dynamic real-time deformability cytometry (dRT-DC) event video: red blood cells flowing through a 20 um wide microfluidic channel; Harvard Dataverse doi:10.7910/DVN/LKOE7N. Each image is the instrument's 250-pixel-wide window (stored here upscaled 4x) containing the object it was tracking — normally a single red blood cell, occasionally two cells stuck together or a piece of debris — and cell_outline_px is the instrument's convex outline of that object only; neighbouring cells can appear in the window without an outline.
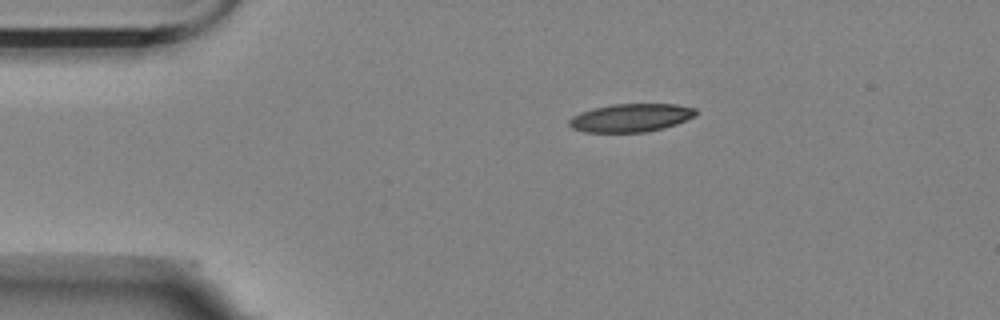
{"species": "Egyptian fruit bat (a non-hibernating species)", "species_latin": "Rousettus aegyptiacus", "temperature_condition": "room temperature", "stored_images_in_passage": 47, "camera_frame_rate_fps": 3000, "um_per_image_px": 0.085, "animal": {"sex": "female"}, "frame": {"image": 1, "passage_image": 1, "time_ms": 0.0, "image_size_px": [1000, 320], "cell_outline_px": [[696, 116], [676, 124], [664, 128], [644, 132], [584, 132], [572, 128], [568, 124], [568, 120], [572, 116], [580, 112], [592, 108], [612, 104], [676, 104], [696, 108]], "centroid_in_image_um": [53.61, 10.01], "position_along_channel_um": 31.4, "area_um2": 20.92}}
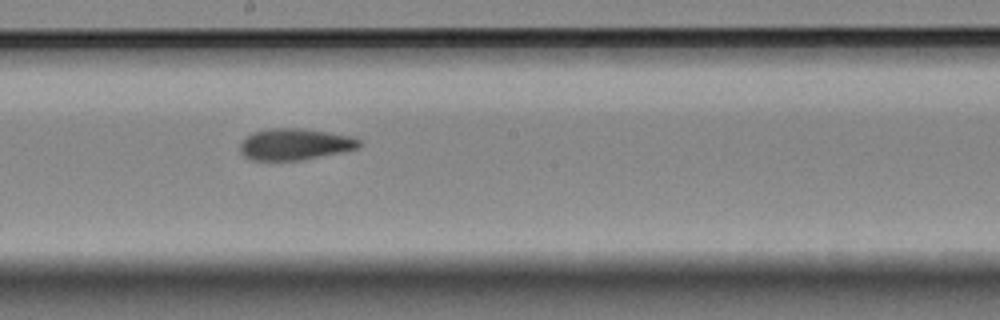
{"frame": {"image": 2, "passage_image": 21, "time_ms": 6.667, "image_size_px": [1000, 320], "cell_outline_px": [[360, 148], [344, 152], [304, 160], [252, 160], [244, 156], [240, 152], [240, 144], [252, 132], [272, 128], [300, 128], [328, 132], [348, 136], [360, 140]], "centroid_in_image_um": [25.08, 12.27], "position_along_channel_um": 223.1, "area_um2": 21.85}}
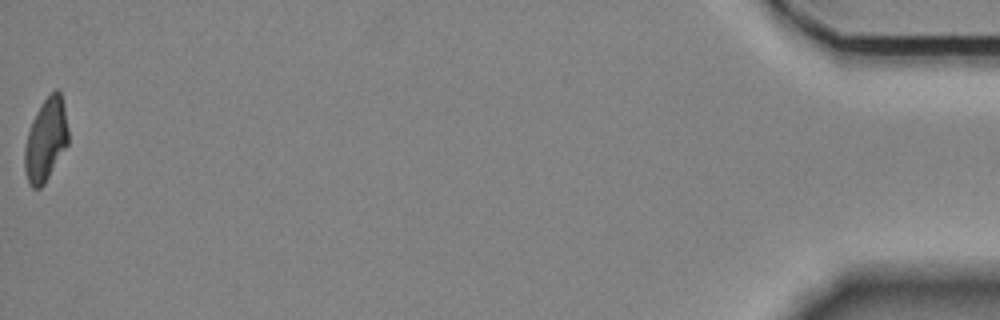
{"frame": {"image": 3, "passage_image": 47, "time_ms": 15.333, "image_size_px": [1000, 320], "cell_outline_px": [[68, 144], [44, 184], [40, 188], [32, 188], [28, 184], [24, 168], [24, 148], [28, 132], [32, 120], [36, 112], [44, 100], [56, 88], [60, 92], [64, 104], [68, 128]], "centroid_in_image_um": [3.89, 11.9], "position_along_channel_um": 431.3, "area_um2": 21.04}, "authors_computed_cell_mechanics": {"area_um2": 21.7906, "velocity_mm_per_s": 3.5251, "shape_relaxation_time_tau1_ms": 6.1431, "shape_relaxation_time_tau2_ms": 2.4614, "deformation_change_tau1": 0.208, "deformation_change_tau2": 0.103}}